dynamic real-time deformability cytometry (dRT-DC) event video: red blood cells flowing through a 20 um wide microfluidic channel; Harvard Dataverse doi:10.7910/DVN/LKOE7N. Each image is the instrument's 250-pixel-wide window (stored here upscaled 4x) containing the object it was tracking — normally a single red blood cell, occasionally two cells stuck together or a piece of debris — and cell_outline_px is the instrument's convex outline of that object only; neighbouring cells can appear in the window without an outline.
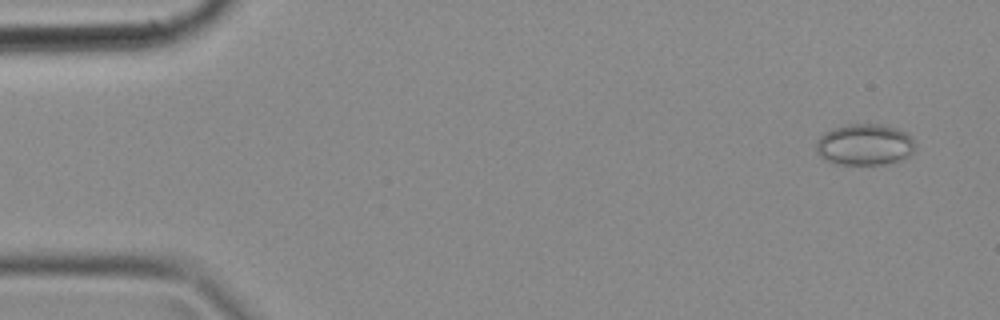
{"species": "common noctule bat (a hibernating species)", "species_latin": "Nyctalus noctula", "temperature_condition": "cold", "stored_images_in_passage": 49, "camera_frame_rate_fps": 3000, "um_per_image_px": 0.085, "animal": {"sex": "female", "body_mass_g": 18.4}, "frame": {"image": 1, "passage_image": 3, "time_ms": 0.667, "image_size_px": [1000, 320], "cell_outline_px": [[916, 148], [912, 156], [900, 160], [884, 164], [836, 164], [824, 160], [816, 152], [816, 140], [824, 132], [832, 128], [844, 124], [884, 124], [896, 128], [912, 136], [916, 144]], "centroid_in_image_um": [73.51, 12.29], "position_along_channel_um": 11.5, "area_um2": 24.39}}
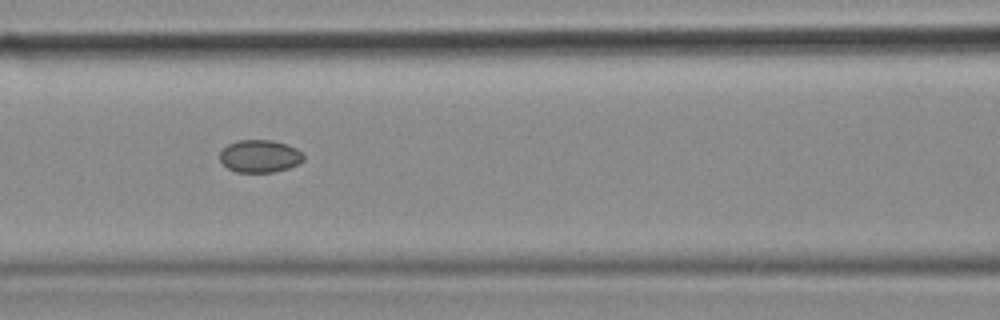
{"frame": {"image": 2, "passage_image": 21, "time_ms": 6.667, "image_size_px": [1000, 320], "cell_outline_px": [[304, 160], [300, 164], [288, 168], [272, 172], [236, 172], [228, 168], [220, 160], [220, 152], [228, 144], [240, 140], [272, 140], [288, 144], [296, 148], [304, 156]], "centroid_in_image_um": [22.11, 13.27], "position_along_channel_um": 144.5, "area_um2": 15.9}}
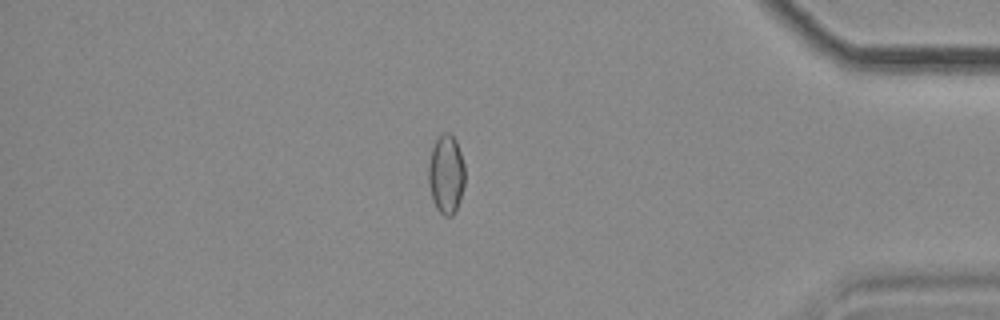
{"frame": {"image": 3, "passage_image": 42, "time_ms": 13.667, "image_size_px": [1000, 320], "cell_outline_px": [[464, 184], [456, 212], [452, 216], [444, 216], [436, 208], [432, 200], [428, 184], [428, 168], [432, 148], [436, 140], [444, 132], [448, 132], [456, 140], [464, 164]], "centroid_in_image_um": [37.91, 14.84], "position_along_channel_um": 397.3, "area_um2": 16.76}}